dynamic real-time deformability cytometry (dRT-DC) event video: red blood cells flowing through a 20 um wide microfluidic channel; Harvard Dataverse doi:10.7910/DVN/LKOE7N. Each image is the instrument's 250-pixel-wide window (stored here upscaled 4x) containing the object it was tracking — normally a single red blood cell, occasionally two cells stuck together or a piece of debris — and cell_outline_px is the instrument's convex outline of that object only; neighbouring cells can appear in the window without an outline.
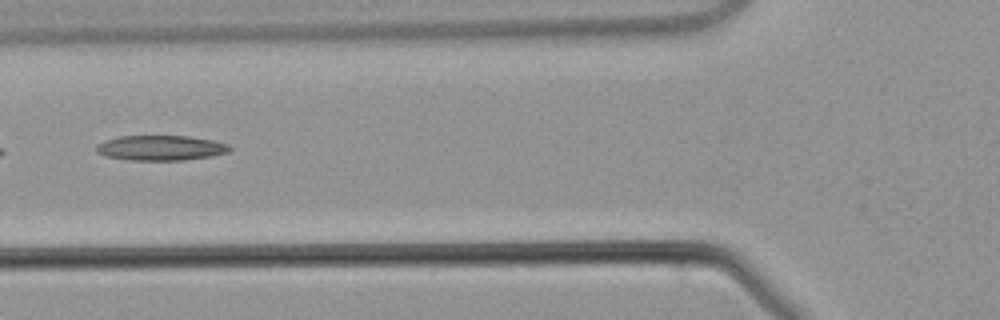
{"species": "common noctule bat (a hibernating species)", "species_latin": "Nyctalus noctula", "temperature_condition": "warm", "stored_images_in_passage": 5, "camera_frame_rate_fps": 3000, "um_per_image_px": 0.085, "animal": {"sex": "male", "body_mass_g": 21.5, "forearm_length_mm": 52.0}, "frame": {"image": 1, "passage_image": 5, "time_ms": 4.667, "image_size_px": [1000, 320], "cell_outline_px": [[232, 148], [228, 152], [212, 156], [184, 160], [128, 160], [104, 156], [96, 152], [96, 144], [104, 140], [120, 136], [188, 136], [212, 140], [228, 144]], "centroid_in_image_um": [13.63, 12.57], "position_along_channel_um": 112.2, "area_um2": 19.59}}